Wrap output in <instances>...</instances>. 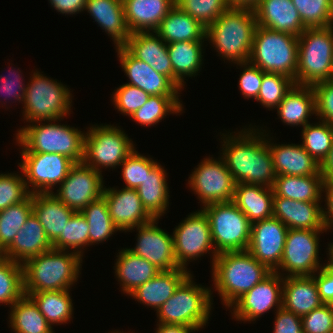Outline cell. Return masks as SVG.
Listing matches in <instances>:
<instances>
[{
	"mask_svg": "<svg viewBox=\"0 0 333 333\" xmlns=\"http://www.w3.org/2000/svg\"><path fill=\"white\" fill-rule=\"evenodd\" d=\"M266 133L265 129H255L253 125L242 129L236 135L222 133L220 156L235 184L247 183L272 188L277 175Z\"/></svg>",
	"mask_w": 333,
	"mask_h": 333,
	"instance_id": "1",
	"label": "cell"
},
{
	"mask_svg": "<svg viewBox=\"0 0 333 333\" xmlns=\"http://www.w3.org/2000/svg\"><path fill=\"white\" fill-rule=\"evenodd\" d=\"M271 273L248 250L219 253L212 265L215 290L228 308Z\"/></svg>",
	"mask_w": 333,
	"mask_h": 333,
	"instance_id": "2",
	"label": "cell"
},
{
	"mask_svg": "<svg viewBox=\"0 0 333 333\" xmlns=\"http://www.w3.org/2000/svg\"><path fill=\"white\" fill-rule=\"evenodd\" d=\"M82 257L71 251L50 249L23 266L24 293L69 290L77 282Z\"/></svg>",
	"mask_w": 333,
	"mask_h": 333,
	"instance_id": "3",
	"label": "cell"
},
{
	"mask_svg": "<svg viewBox=\"0 0 333 333\" xmlns=\"http://www.w3.org/2000/svg\"><path fill=\"white\" fill-rule=\"evenodd\" d=\"M256 27L253 9L229 6L206 29V39L222 58L244 63L250 57Z\"/></svg>",
	"mask_w": 333,
	"mask_h": 333,
	"instance_id": "4",
	"label": "cell"
},
{
	"mask_svg": "<svg viewBox=\"0 0 333 333\" xmlns=\"http://www.w3.org/2000/svg\"><path fill=\"white\" fill-rule=\"evenodd\" d=\"M61 120L63 119L48 120L44 123L36 121L20 128L15 137L17 144L21 146V153H56L68 157L74 163L83 162L85 132L55 123Z\"/></svg>",
	"mask_w": 333,
	"mask_h": 333,
	"instance_id": "5",
	"label": "cell"
},
{
	"mask_svg": "<svg viewBox=\"0 0 333 333\" xmlns=\"http://www.w3.org/2000/svg\"><path fill=\"white\" fill-rule=\"evenodd\" d=\"M192 279L193 275L190 273L157 310L159 323L199 329L206 326L211 315L213 291L195 284Z\"/></svg>",
	"mask_w": 333,
	"mask_h": 333,
	"instance_id": "6",
	"label": "cell"
},
{
	"mask_svg": "<svg viewBox=\"0 0 333 333\" xmlns=\"http://www.w3.org/2000/svg\"><path fill=\"white\" fill-rule=\"evenodd\" d=\"M248 62L264 72L281 74L295 81L298 37L257 25Z\"/></svg>",
	"mask_w": 333,
	"mask_h": 333,
	"instance_id": "7",
	"label": "cell"
},
{
	"mask_svg": "<svg viewBox=\"0 0 333 333\" xmlns=\"http://www.w3.org/2000/svg\"><path fill=\"white\" fill-rule=\"evenodd\" d=\"M333 28H306L298 36L295 85L314 86L331 78Z\"/></svg>",
	"mask_w": 333,
	"mask_h": 333,
	"instance_id": "8",
	"label": "cell"
},
{
	"mask_svg": "<svg viewBox=\"0 0 333 333\" xmlns=\"http://www.w3.org/2000/svg\"><path fill=\"white\" fill-rule=\"evenodd\" d=\"M26 85L23 117L26 122L59 120L70 115L72 94L66 85L39 71L33 72Z\"/></svg>",
	"mask_w": 333,
	"mask_h": 333,
	"instance_id": "9",
	"label": "cell"
},
{
	"mask_svg": "<svg viewBox=\"0 0 333 333\" xmlns=\"http://www.w3.org/2000/svg\"><path fill=\"white\" fill-rule=\"evenodd\" d=\"M217 254L248 249L252 223L233 201L202 207Z\"/></svg>",
	"mask_w": 333,
	"mask_h": 333,
	"instance_id": "10",
	"label": "cell"
},
{
	"mask_svg": "<svg viewBox=\"0 0 333 333\" xmlns=\"http://www.w3.org/2000/svg\"><path fill=\"white\" fill-rule=\"evenodd\" d=\"M85 133L83 162L102 173L104 167L120 166L135 150L133 141L124 130L113 125H91Z\"/></svg>",
	"mask_w": 333,
	"mask_h": 333,
	"instance_id": "11",
	"label": "cell"
},
{
	"mask_svg": "<svg viewBox=\"0 0 333 333\" xmlns=\"http://www.w3.org/2000/svg\"><path fill=\"white\" fill-rule=\"evenodd\" d=\"M326 230L288 229L279 267L289 276H312L323 266L319 260V237Z\"/></svg>",
	"mask_w": 333,
	"mask_h": 333,
	"instance_id": "12",
	"label": "cell"
},
{
	"mask_svg": "<svg viewBox=\"0 0 333 333\" xmlns=\"http://www.w3.org/2000/svg\"><path fill=\"white\" fill-rule=\"evenodd\" d=\"M172 235L174 255L181 268L188 269L186 266L190 260L196 261L211 251L213 265L218 254L213 245L208 217L202 209L182 220L175 227Z\"/></svg>",
	"mask_w": 333,
	"mask_h": 333,
	"instance_id": "13",
	"label": "cell"
},
{
	"mask_svg": "<svg viewBox=\"0 0 333 333\" xmlns=\"http://www.w3.org/2000/svg\"><path fill=\"white\" fill-rule=\"evenodd\" d=\"M188 179L189 187L203 207L233 201L235 182L224 160L207 157L197 165Z\"/></svg>",
	"mask_w": 333,
	"mask_h": 333,
	"instance_id": "14",
	"label": "cell"
},
{
	"mask_svg": "<svg viewBox=\"0 0 333 333\" xmlns=\"http://www.w3.org/2000/svg\"><path fill=\"white\" fill-rule=\"evenodd\" d=\"M21 158L19 169L23 173L31 195L53 193V187L65 180L69 170L75 164L68 157L56 153H21Z\"/></svg>",
	"mask_w": 333,
	"mask_h": 333,
	"instance_id": "15",
	"label": "cell"
},
{
	"mask_svg": "<svg viewBox=\"0 0 333 333\" xmlns=\"http://www.w3.org/2000/svg\"><path fill=\"white\" fill-rule=\"evenodd\" d=\"M103 182L100 172L84 162L75 163L53 194L70 209L81 212L90 202L103 196Z\"/></svg>",
	"mask_w": 333,
	"mask_h": 333,
	"instance_id": "16",
	"label": "cell"
},
{
	"mask_svg": "<svg viewBox=\"0 0 333 333\" xmlns=\"http://www.w3.org/2000/svg\"><path fill=\"white\" fill-rule=\"evenodd\" d=\"M283 276L272 272L263 281L243 294L229 308L237 321H255L276 306L282 307Z\"/></svg>",
	"mask_w": 333,
	"mask_h": 333,
	"instance_id": "17",
	"label": "cell"
},
{
	"mask_svg": "<svg viewBox=\"0 0 333 333\" xmlns=\"http://www.w3.org/2000/svg\"><path fill=\"white\" fill-rule=\"evenodd\" d=\"M287 232V226L274 217L254 222L247 250L274 272L280 265Z\"/></svg>",
	"mask_w": 333,
	"mask_h": 333,
	"instance_id": "18",
	"label": "cell"
},
{
	"mask_svg": "<svg viewBox=\"0 0 333 333\" xmlns=\"http://www.w3.org/2000/svg\"><path fill=\"white\" fill-rule=\"evenodd\" d=\"M158 220L154 218L151 222L136 227L139 233L136 246L128 250L149 261L160 271L181 268L174 255L173 235L158 227Z\"/></svg>",
	"mask_w": 333,
	"mask_h": 333,
	"instance_id": "19",
	"label": "cell"
},
{
	"mask_svg": "<svg viewBox=\"0 0 333 333\" xmlns=\"http://www.w3.org/2000/svg\"><path fill=\"white\" fill-rule=\"evenodd\" d=\"M121 67L129 78L126 83L138 87L150 96H180V88L168 77L134 57L125 47L116 48Z\"/></svg>",
	"mask_w": 333,
	"mask_h": 333,
	"instance_id": "20",
	"label": "cell"
},
{
	"mask_svg": "<svg viewBox=\"0 0 333 333\" xmlns=\"http://www.w3.org/2000/svg\"><path fill=\"white\" fill-rule=\"evenodd\" d=\"M103 197L107 202L108 212L113 223L120 231L129 232L154 218L143 207L136 189L104 188Z\"/></svg>",
	"mask_w": 333,
	"mask_h": 333,
	"instance_id": "21",
	"label": "cell"
},
{
	"mask_svg": "<svg viewBox=\"0 0 333 333\" xmlns=\"http://www.w3.org/2000/svg\"><path fill=\"white\" fill-rule=\"evenodd\" d=\"M320 204L273 196V217L288 229L325 230Z\"/></svg>",
	"mask_w": 333,
	"mask_h": 333,
	"instance_id": "22",
	"label": "cell"
},
{
	"mask_svg": "<svg viewBox=\"0 0 333 333\" xmlns=\"http://www.w3.org/2000/svg\"><path fill=\"white\" fill-rule=\"evenodd\" d=\"M253 10L261 27L297 37L306 29L291 0H260Z\"/></svg>",
	"mask_w": 333,
	"mask_h": 333,
	"instance_id": "23",
	"label": "cell"
},
{
	"mask_svg": "<svg viewBox=\"0 0 333 333\" xmlns=\"http://www.w3.org/2000/svg\"><path fill=\"white\" fill-rule=\"evenodd\" d=\"M268 134H266L267 144L273 157L274 170L277 176L321 175L320 164L301 144H275L270 142L271 139L268 138Z\"/></svg>",
	"mask_w": 333,
	"mask_h": 333,
	"instance_id": "24",
	"label": "cell"
},
{
	"mask_svg": "<svg viewBox=\"0 0 333 333\" xmlns=\"http://www.w3.org/2000/svg\"><path fill=\"white\" fill-rule=\"evenodd\" d=\"M52 248L43 226L32 212L12 243L3 251V256L23 265L30 258Z\"/></svg>",
	"mask_w": 333,
	"mask_h": 333,
	"instance_id": "25",
	"label": "cell"
},
{
	"mask_svg": "<svg viewBox=\"0 0 333 333\" xmlns=\"http://www.w3.org/2000/svg\"><path fill=\"white\" fill-rule=\"evenodd\" d=\"M124 47L134 57L146 62L155 71L168 76L173 81V69L167 44L156 32L131 33Z\"/></svg>",
	"mask_w": 333,
	"mask_h": 333,
	"instance_id": "26",
	"label": "cell"
},
{
	"mask_svg": "<svg viewBox=\"0 0 333 333\" xmlns=\"http://www.w3.org/2000/svg\"><path fill=\"white\" fill-rule=\"evenodd\" d=\"M127 27L131 33L156 31L175 0H122Z\"/></svg>",
	"mask_w": 333,
	"mask_h": 333,
	"instance_id": "27",
	"label": "cell"
},
{
	"mask_svg": "<svg viewBox=\"0 0 333 333\" xmlns=\"http://www.w3.org/2000/svg\"><path fill=\"white\" fill-rule=\"evenodd\" d=\"M97 24L113 39L115 47H124L131 35L122 0H87L85 9Z\"/></svg>",
	"mask_w": 333,
	"mask_h": 333,
	"instance_id": "28",
	"label": "cell"
},
{
	"mask_svg": "<svg viewBox=\"0 0 333 333\" xmlns=\"http://www.w3.org/2000/svg\"><path fill=\"white\" fill-rule=\"evenodd\" d=\"M282 307L300 317L324 304L313 276H283Z\"/></svg>",
	"mask_w": 333,
	"mask_h": 333,
	"instance_id": "29",
	"label": "cell"
},
{
	"mask_svg": "<svg viewBox=\"0 0 333 333\" xmlns=\"http://www.w3.org/2000/svg\"><path fill=\"white\" fill-rule=\"evenodd\" d=\"M32 212L53 244L63 232L74 210L67 207L53 193L32 194Z\"/></svg>",
	"mask_w": 333,
	"mask_h": 333,
	"instance_id": "30",
	"label": "cell"
},
{
	"mask_svg": "<svg viewBox=\"0 0 333 333\" xmlns=\"http://www.w3.org/2000/svg\"><path fill=\"white\" fill-rule=\"evenodd\" d=\"M190 273L185 268L160 271L151 280L136 288L129 296L157 311Z\"/></svg>",
	"mask_w": 333,
	"mask_h": 333,
	"instance_id": "31",
	"label": "cell"
},
{
	"mask_svg": "<svg viewBox=\"0 0 333 333\" xmlns=\"http://www.w3.org/2000/svg\"><path fill=\"white\" fill-rule=\"evenodd\" d=\"M273 196L271 187L238 183L233 202L254 223L273 217Z\"/></svg>",
	"mask_w": 333,
	"mask_h": 333,
	"instance_id": "32",
	"label": "cell"
},
{
	"mask_svg": "<svg viewBox=\"0 0 333 333\" xmlns=\"http://www.w3.org/2000/svg\"><path fill=\"white\" fill-rule=\"evenodd\" d=\"M277 113L284 124L306 126L316 115L315 93L312 86L294 85L279 103Z\"/></svg>",
	"mask_w": 333,
	"mask_h": 333,
	"instance_id": "33",
	"label": "cell"
},
{
	"mask_svg": "<svg viewBox=\"0 0 333 333\" xmlns=\"http://www.w3.org/2000/svg\"><path fill=\"white\" fill-rule=\"evenodd\" d=\"M118 253L114 270L124 294L129 295L160 272L152 263L133 254L128 248Z\"/></svg>",
	"mask_w": 333,
	"mask_h": 333,
	"instance_id": "34",
	"label": "cell"
},
{
	"mask_svg": "<svg viewBox=\"0 0 333 333\" xmlns=\"http://www.w3.org/2000/svg\"><path fill=\"white\" fill-rule=\"evenodd\" d=\"M166 43L207 41L206 28L175 5L155 31Z\"/></svg>",
	"mask_w": 333,
	"mask_h": 333,
	"instance_id": "35",
	"label": "cell"
},
{
	"mask_svg": "<svg viewBox=\"0 0 333 333\" xmlns=\"http://www.w3.org/2000/svg\"><path fill=\"white\" fill-rule=\"evenodd\" d=\"M204 41H184L167 44L173 69V82L181 89L186 77H195L202 66Z\"/></svg>",
	"mask_w": 333,
	"mask_h": 333,
	"instance_id": "36",
	"label": "cell"
},
{
	"mask_svg": "<svg viewBox=\"0 0 333 333\" xmlns=\"http://www.w3.org/2000/svg\"><path fill=\"white\" fill-rule=\"evenodd\" d=\"M323 184L322 175H279L276 176L272 189L274 196L304 202H321Z\"/></svg>",
	"mask_w": 333,
	"mask_h": 333,
	"instance_id": "37",
	"label": "cell"
},
{
	"mask_svg": "<svg viewBox=\"0 0 333 333\" xmlns=\"http://www.w3.org/2000/svg\"><path fill=\"white\" fill-rule=\"evenodd\" d=\"M166 175L164 167L158 163L136 189L143 207L156 219H160L168 210L170 195Z\"/></svg>",
	"mask_w": 333,
	"mask_h": 333,
	"instance_id": "38",
	"label": "cell"
},
{
	"mask_svg": "<svg viewBox=\"0 0 333 333\" xmlns=\"http://www.w3.org/2000/svg\"><path fill=\"white\" fill-rule=\"evenodd\" d=\"M10 309L9 324L15 333H55L30 296L24 294Z\"/></svg>",
	"mask_w": 333,
	"mask_h": 333,
	"instance_id": "39",
	"label": "cell"
},
{
	"mask_svg": "<svg viewBox=\"0 0 333 333\" xmlns=\"http://www.w3.org/2000/svg\"><path fill=\"white\" fill-rule=\"evenodd\" d=\"M70 290L34 292L29 296L33 299L48 323L61 325L71 320L73 303Z\"/></svg>",
	"mask_w": 333,
	"mask_h": 333,
	"instance_id": "40",
	"label": "cell"
},
{
	"mask_svg": "<svg viewBox=\"0 0 333 333\" xmlns=\"http://www.w3.org/2000/svg\"><path fill=\"white\" fill-rule=\"evenodd\" d=\"M81 213L89 225V246L102 243L112 234L120 231L110 217L107 202L103 196L90 202Z\"/></svg>",
	"mask_w": 333,
	"mask_h": 333,
	"instance_id": "41",
	"label": "cell"
},
{
	"mask_svg": "<svg viewBox=\"0 0 333 333\" xmlns=\"http://www.w3.org/2000/svg\"><path fill=\"white\" fill-rule=\"evenodd\" d=\"M181 102L179 96H150L146 103L136 110L130 118L141 126H154L166 118L168 113H181L184 108Z\"/></svg>",
	"mask_w": 333,
	"mask_h": 333,
	"instance_id": "42",
	"label": "cell"
},
{
	"mask_svg": "<svg viewBox=\"0 0 333 333\" xmlns=\"http://www.w3.org/2000/svg\"><path fill=\"white\" fill-rule=\"evenodd\" d=\"M24 294L22 264L3 256L0 258V304L11 307Z\"/></svg>",
	"mask_w": 333,
	"mask_h": 333,
	"instance_id": "43",
	"label": "cell"
},
{
	"mask_svg": "<svg viewBox=\"0 0 333 333\" xmlns=\"http://www.w3.org/2000/svg\"><path fill=\"white\" fill-rule=\"evenodd\" d=\"M87 246H89L88 222L81 212L75 211L66 223L60 237L52 244V247L64 251L73 249V252L83 257L84 247Z\"/></svg>",
	"mask_w": 333,
	"mask_h": 333,
	"instance_id": "44",
	"label": "cell"
},
{
	"mask_svg": "<svg viewBox=\"0 0 333 333\" xmlns=\"http://www.w3.org/2000/svg\"><path fill=\"white\" fill-rule=\"evenodd\" d=\"M303 148L320 164L333 144V125L320 120L302 128Z\"/></svg>",
	"mask_w": 333,
	"mask_h": 333,
	"instance_id": "45",
	"label": "cell"
},
{
	"mask_svg": "<svg viewBox=\"0 0 333 333\" xmlns=\"http://www.w3.org/2000/svg\"><path fill=\"white\" fill-rule=\"evenodd\" d=\"M32 213V195L25 201L0 211V248L4 251Z\"/></svg>",
	"mask_w": 333,
	"mask_h": 333,
	"instance_id": "46",
	"label": "cell"
},
{
	"mask_svg": "<svg viewBox=\"0 0 333 333\" xmlns=\"http://www.w3.org/2000/svg\"><path fill=\"white\" fill-rule=\"evenodd\" d=\"M294 85V80L290 77L265 72L256 101L269 110L276 109Z\"/></svg>",
	"mask_w": 333,
	"mask_h": 333,
	"instance_id": "47",
	"label": "cell"
},
{
	"mask_svg": "<svg viewBox=\"0 0 333 333\" xmlns=\"http://www.w3.org/2000/svg\"><path fill=\"white\" fill-rule=\"evenodd\" d=\"M175 4L206 29L229 7L227 0H177Z\"/></svg>",
	"mask_w": 333,
	"mask_h": 333,
	"instance_id": "48",
	"label": "cell"
},
{
	"mask_svg": "<svg viewBox=\"0 0 333 333\" xmlns=\"http://www.w3.org/2000/svg\"><path fill=\"white\" fill-rule=\"evenodd\" d=\"M305 28H323L330 25L331 0H291Z\"/></svg>",
	"mask_w": 333,
	"mask_h": 333,
	"instance_id": "49",
	"label": "cell"
},
{
	"mask_svg": "<svg viewBox=\"0 0 333 333\" xmlns=\"http://www.w3.org/2000/svg\"><path fill=\"white\" fill-rule=\"evenodd\" d=\"M153 158L146 157L133 150V152L122 162V177L125 181V188L137 189L143 184L144 179L157 165Z\"/></svg>",
	"mask_w": 333,
	"mask_h": 333,
	"instance_id": "50",
	"label": "cell"
},
{
	"mask_svg": "<svg viewBox=\"0 0 333 333\" xmlns=\"http://www.w3.org/2000/svg\"><path fill=\"white\" fill-rule=\"evenodd\" d=\"M30 195L22 172L0 173V211L25 201Z\"/></svg>",
	"mask_w": 333,
	"mask_h": 333,
	"instance_id": "51",
	"label": "cell"
},
{
	"mask_svg": "<svg viewBox=\"0 0 333 333\" xmlns=\"http://www.w3.org/2000/svg\"><path fill=\"white\" fill-rule=\"evenodd\" d=\"M114 91L112 99L116 109L129 117L142 107L150 97V95L142 89L126 83L120 85L119 88Z\"/></svg>",
	"mask_w": 333,
	"mask_h": 333,
	"instance_id": "52",
	"label": "cell"
},
{
	"mask_svg": "<svg viewBox=\"0 0 333 333\" xmlns=\"http://www.w3.org/2000/svg\"><path fill=\"white\" fill-rule=\"evenodd\" d=\"M301 319L303 333H333V304H322Z\"/></svg>",
	"mask_w": 333,
	"mask_h": 333,
	"instance_id": "53",
	"label": "cell"
},
{
	"mask_svg": "<svg viewBox=\"0 0 333 333\" xmlns=\"http://www.w3.org/2000/svg\"><path fill=\"white\" fill-rule=\"evenodd\" d=\"M238 65L242 68L244 67L239 78V90L244 98H254L256 100L265 72L249 62L237 63V66Z\"/></svg>",
	"mask_w": 333,
	"mask_h": 333,
	"instance_id": "54",
	"label": "cell"
},
{
	"mask_svg": "<svg viewBox=\"0 0 333 333\" xmlns=\"http://www.w3.org/2000/svg\"><path fill=\"white\" fill-rule=\"evenodd\" d=\"M312 88L315 93L317 118L333 125V80L315 84Z\"/></svg>",
	"mask_w": 333,
	"mask_h": 333,
	"instance_id": "55",
	"label": "cell"
},
{
	"mask_svg": "<svg viewBox=\"0 0 333 333\" xmlns=\"http://www.w3.org/2000/svg\"><path fill=\"white\" fill-rule=\"evenodd\" d=\"M20 72H21L20 70L18 72L17 70L15 71L14 68L13 70L11 68L8 76L0 75V93L3 95L5 100L13 99L15 100V102L19 101V103L21 102L23 104L26 85L24 86V83L22 84L23 78Z\"/></svg>",
	"mask_w": 333,
	"mask_h": 333,
	"instance_id": "56",
	"label": "cell"
},
{
	"mask_svg": "<svg viewBox=\"0 0 333 333\" xmlns=\"http://www.w3.org/2000/svg\"><path fill=\"white\" fill-rule=\"evenodd\" d=\"M317 273L312 276L316 281L321 301L324 304H333V263L328 260Z\"/></svg>",
	"mask_w": 333,
	"mask_h": 333,
	"instance_id": "57",
	"label": "cell"
},
{
	"mask_svg": "<svg viewBox=\"0 0 333 333\" xmlns=\"http://www.w3.org/2000/svg\"><path fill=\"white\" fill-rule=\"evenodd\" d=\"M273 333H303L302 319L283 307L275 312Z\"/></svg>",
	"mask_w": 333,
	"mask_h": 333,
	"instance_id": "58",
	"label": "cell"
},
{
	"mask_svg": "<svg viewBox=\"0 0 333 333\" xmlns=\"http://www.w3.org/2000/svg\"><path fill=\"white\" fill-rule=\"evenodd\" d=\"M322 194L325 196L326 207L322 208L324 228L327 231L333 227V183L324 182ZM327 210V211H326Z\"/></svg>",
	"mask_w": 333,
	"mask_h": 333,
	"instance_id": "59",
	"label": "cell"
},
{
	"mask_svg": "<svg viewBox=\"0 0 333 333\" xmlns=\"http://www.w3.org/2000/svg\"><path fill=\"white\" fill-rule=\"evenodd\" d=\"M49 2L57 12L73 15L85 11L87 0H49Z\"/></svg>",
	"mask_w": 333,
	"mask_h": 333,
	"instance_id": "60",
	"label": "cell"
},
{
	"mask_svg": "<svg viewBox=\"0 0 333 333\" xmlns=\"http://www.w3.org/2000/svg\"><path fill=\"white\" fill-rule=\"evenodd\" d=\"M320 173L324 182L333 183V144L326 157L320 163Z\"/></svg>",
	"mask_w": 333,
	"mask_h": 333,
	"instance_id": "61",
	"label": "cell"
},
{
	"mask_svg": "<svg viewBox=\"0 0 333 333\" xmlns=\"http://www.w3.org/2000/svg\"><path fill=\"white\" fill-rule=\"evenodd\" d=\"M156 333H191L198 331L199 328H193L183 325H174V324H157Z\"/></svg>",
	"mask_w": 333,
	"mask_h": 333,
	"instance_id": "62",
	"label": "cell"
},
{
	"mask_svg": "<svg viewBox=\"0 0 333 333\" xmlns=\"http://www.w3.org/2000/svg\"><path fill=\"white\" fill-rule=\"evenodd\" d=\"M230 7L254 9L260 0H227Z\"/></svg>",
	"mask_w": 333,
	"mask_h": 333,
	"instance_id": "63",
	"label": "cell"
},
{
	"mask_svg": "<svg viewBox=\"0 0 333 333\" xmlns=\"http://www.w3.org/2000/svg\"><path fill=\"white\" fill-rule=\"evenodd\" d=\"M328 255L327 257H329V261L333 263V242L328 244Z\"/></svg>",
	"mask_w": 333,
	"mask_h": 333,
	"instance_id": "64",
	"label": "cell"
},
{
	"mask_svg": "<svg viewBox=\"0 0 333 333\" xmlns=\"http://www.w3.org/2000/svg\"><path fill=\"white\" fill-rule=\"evenodd\" d=\"M329 27L333 28V0H331V6H330V25Z\"/></svg>",
	"mask_w": 333,
	"mask_h": 333,
	"instance_id": "65",
	"label": "cell"
},
{
	"mask_svg": "<svg viewBox=\"0 0 333 333\" xmlns=\"http://www.w3.org/2000/svg\"><path fill=\"white\" fill-rule=\"evenodd\" d=\"M330 80H333V57H332V67H331V78Z\"/></svg>",
	"mask_w": 333,
	"mask_h": 333,
	"instance_id": "66",
	"label": "cell"
},
{
	"mask_svg": "<svg viewBox=\"0 0 333 333\" xmlns=\"http://www.w3.org/2000/svg\"><path fill=\"white\" fill-rule=\"evenodd\" d=\"M3 257V250L0 248V258Z\"/></svg>",
	"mask_w": 333,
	"mask_h": 333,
	"instance_id": "67",
	"label": "cell"
}]
</instances>
